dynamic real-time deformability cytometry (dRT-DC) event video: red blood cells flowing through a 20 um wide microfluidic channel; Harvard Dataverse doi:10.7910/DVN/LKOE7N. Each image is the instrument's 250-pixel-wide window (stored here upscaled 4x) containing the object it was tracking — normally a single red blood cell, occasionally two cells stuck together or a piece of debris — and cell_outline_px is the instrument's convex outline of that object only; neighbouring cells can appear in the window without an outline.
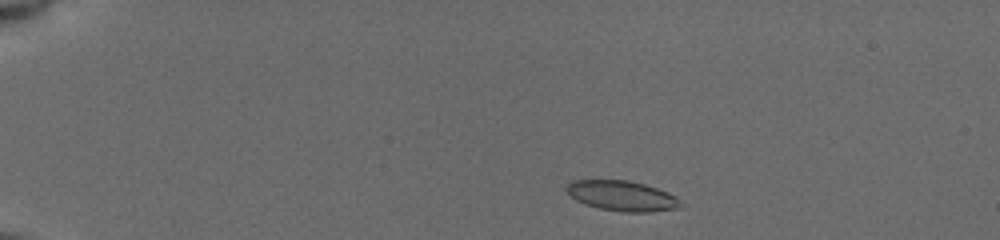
{"species": "common noctule bat (a hibernating species)", "species_latin": "Nyctalus noctula", "temperature_condition": "cold", "stored_images_in_passage": 26, "camera_frame_rate_fps": 3000, "um_per_image_px": 0.085, "animal": {"sex": "female", "body_mass_g": 19.5, "forearm_length_mm": 54.1}, "frame": {"image": 1, "passage_image": 2, "time_ms": 0.667, "image_size_px": [1000, 240], "cell_outline_px": [[684, 204], [680, 208], [648, 212], [620, 212], [600, 208], [576, 200], [564, 188], [572, 180], [628, 180], [644, 184], [668, 192], [676, 196]], "centroid_in_image_um": [52.92, 16.65], "position_along_channel_um": 32.1, "area_um2": 20.06}}
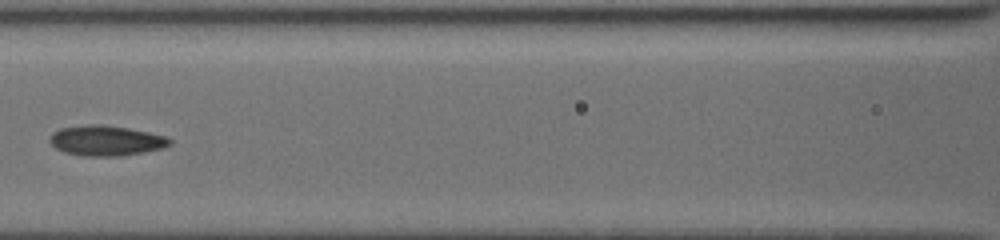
{"frame": {"image": 2, "passage_image": 16, "time_ms": 6.0, "image_size_px": [1000, 240], "cell_outline_px": [[172, 144], [164, 148], [144, 152], [120, 156], [84, 156], [64, 152], [56, 148], [48, 140], [48, 136], [52, 132], [60, 128], [84, 124], [100, 124], [128, 128], [168, 136], [172, 140]], "centroid_in_image_um": [9.01, 11.94], "position_along_channel_um": 157.6, "area_um2": 21.44}}
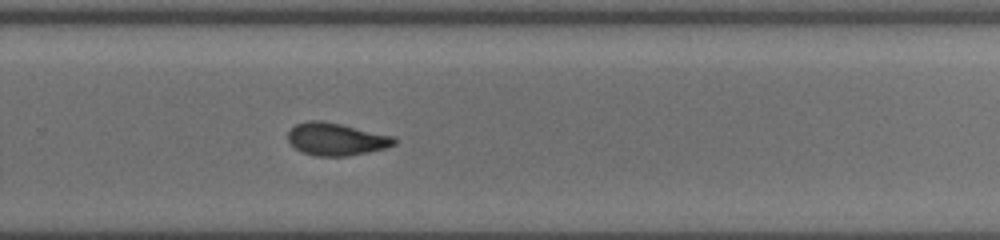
{"frame": {"image": 3, "passage_image": 26, "time_ms": 9.667, "image_size_px": [1000, 240], "cell_outline_px": [[396, 144], [384, 148], [368, 152], [348, 156], [316, 156], [300, 152], [288, 140], [288, 132], [296, 124], [308, 120], [320, 120], [340, 124], [396, 136]], "centroid_in_image_um": [28.58, 11.83], "position_along_channel_um": 301.2, "area_um2": 20.17}}